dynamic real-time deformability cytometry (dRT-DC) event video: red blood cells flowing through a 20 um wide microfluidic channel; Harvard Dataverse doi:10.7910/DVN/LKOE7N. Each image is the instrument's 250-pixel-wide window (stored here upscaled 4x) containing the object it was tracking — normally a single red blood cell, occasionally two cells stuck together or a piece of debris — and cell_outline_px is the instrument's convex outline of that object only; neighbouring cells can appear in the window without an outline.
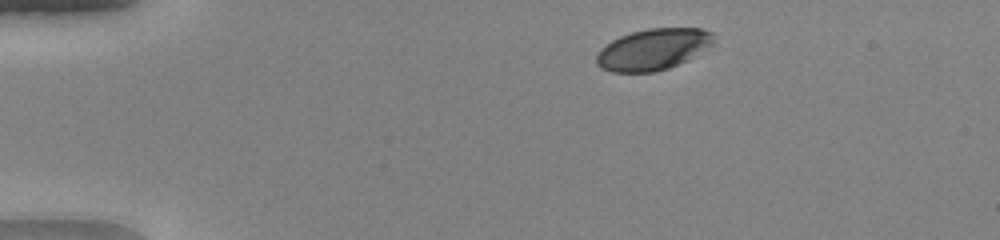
{"species": "human", "species_latin": "Homo sapiens", "temperature_condition": "warm", "stored_images_in_passage": 46, "camera_frame_rate_fps": 3000, "um_per_image_px": 0.085, "donor": {"sex": "female"}, "frame": {"image": 1, "passage_image": 5, "time_ms": 1.333, "image_size_px": [1000, 240], "cell_outline_px": [[712, 44], [688, 60], [668, 68], [652, 72], [612, 72], [600, 68], [596, 64], [596, 56], [600, 48], [612, 40], [620, 36], [632, 32], [648, 28], [700, 28], [712, 32]], "centroid_in_image_um": [55.47, 4.2], "position_along_channel_um": 29.5, "area_um2": 28.09}}
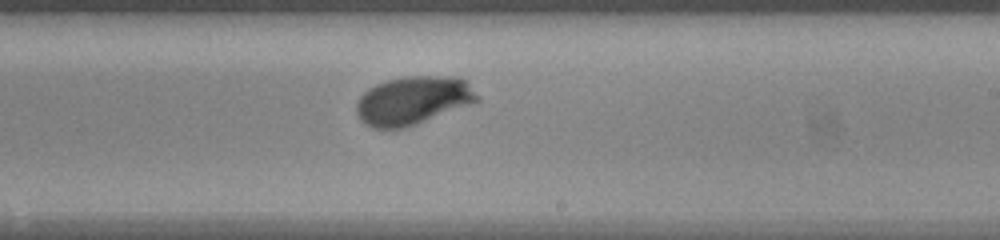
{"frame": {"image": 2, "passage_image": 27, "time_ms": 8.667, "image_size_px": [1000, 240], "cell_outline_px": [[480, 100], [416, 124], [404, 128], [372, 128], [364, 124], [360, 120], [356, 112], [356, 104], [360, 96], [368, 88], [376, 84], [388, 80], [404, 76], [456, 76], [464, 80], [480, 96]], "centroid_in_image_um": [35.07, 8.53], "position_along_channel_um": 253.9, "area_um2": 33.93}}
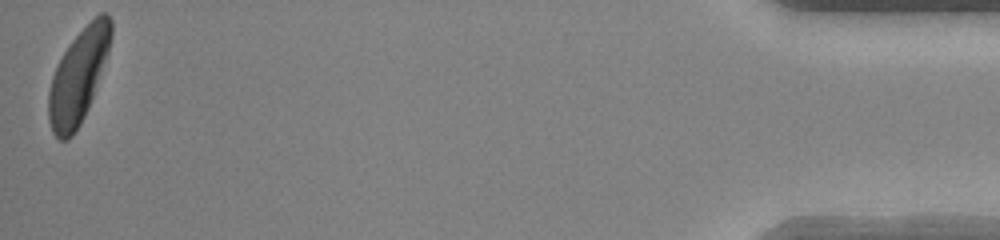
{"frame": {"image": 3, "passage_image": 46, "time_ms": 15.0, "image_size_px": [1000, 240], "cell_outline_px": [[112, 36], [108, 52], [88, 108], [80, 124], [72, 136], [68, 140], [60, 140], [52, 132], [48, 120], [48, 92], [52, 76], [64, 52], [72, 40], [100, 12], [108, 12], [112, 20]], "centroid_in_image_um": [6.65, 6.5], "position_along_channel_um": 428.5, "area_um2": 33.58}, "authors_computed_cell_mechanics": {"area_um2": 33.1772, "velocity_mm_per_s": 4.0945, "shape_relaxation_time_tau1_ms": 2.2331, "shape_relaxation_time_tau2_ms": null, "deformation_change_tau1": 0.168, "deformation_change_tau2": null}}